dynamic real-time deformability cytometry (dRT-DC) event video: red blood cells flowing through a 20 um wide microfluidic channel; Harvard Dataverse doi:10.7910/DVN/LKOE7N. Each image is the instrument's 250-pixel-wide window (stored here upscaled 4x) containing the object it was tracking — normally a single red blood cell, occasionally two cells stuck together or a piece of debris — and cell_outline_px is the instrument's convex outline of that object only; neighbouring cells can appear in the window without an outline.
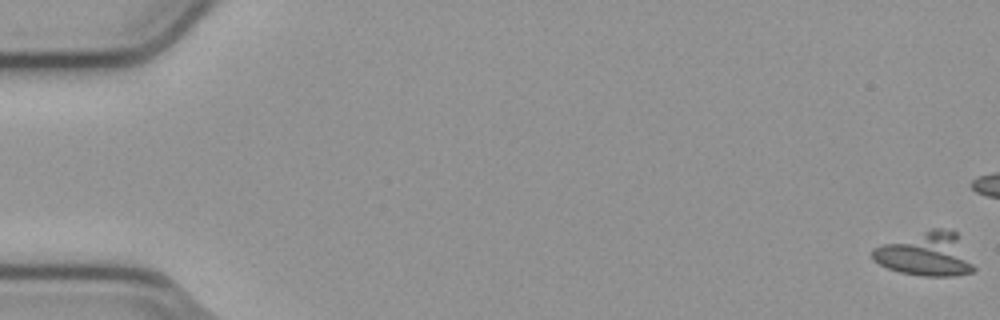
{"species": "common noctule bat (a hibernating species)", "species_latin": "Nyctalus noctula", "temperature_condition": "cold", "stored_images_in_passage": 16, "camera_frame_rate_fps": 3000, "um_per_image_px": 0.085, "animal": {"sex": "male", "body_mass_g": 23.1, "forearm_length_mm": 52.7}, "frame": {"image": 1, "passage_image": 1, "time_ms": 0.0, "image_size_px": [1000, 320], "cell_outline_px": [[976, 268], [972, 272], [956, 276], [920, 276], [900, 272], [888, 268], [872, 260], [872, 248], [932, 228], [940, 228], [956, 232]], "centroid_in_image_um": [78.72, 21.63], "position_along_channel_um": 6.3, "area_um2": 25.72}}